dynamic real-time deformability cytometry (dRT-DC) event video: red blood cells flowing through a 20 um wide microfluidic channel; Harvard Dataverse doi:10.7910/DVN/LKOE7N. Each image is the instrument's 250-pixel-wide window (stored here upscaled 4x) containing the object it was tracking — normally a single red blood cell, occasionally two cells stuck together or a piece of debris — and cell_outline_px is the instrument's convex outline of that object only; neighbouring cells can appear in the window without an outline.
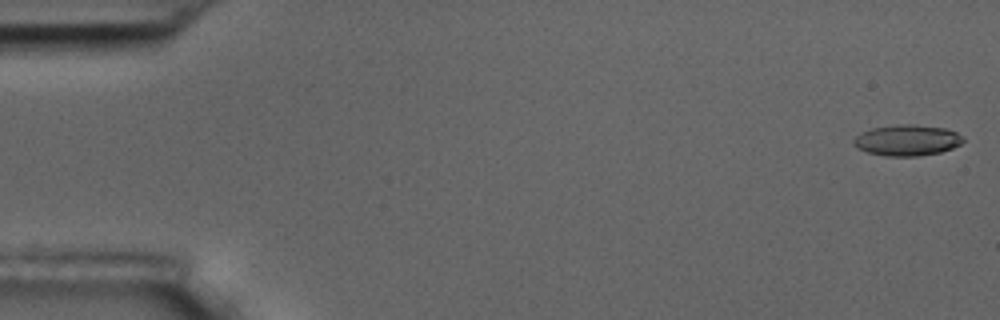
{"species": "common noctule bat (a hibernating species)", "species_latin": "Nyctalus noctula", "temperature_condition": "room temperature", "stored_images_in_passage": 57, "camera_frame_rate_fps": 3000, "um_per_image_px": 0.085, "animal": {"sex": "male", "body_mass_g": 17.5, "forearm_length_mm": 52.3}, "frame": {"image": 1, "passage_image": 1, "time_ms": 0.0, "image_size_px": [1000, 320], "cell_outline_px": [[964, 140], [960, 144], [952, 148], [940, 152], [920, 156], [888, 156], [868, 152], [856, 148], [852, 144], [852, 140], [860, 132], [872, 128], [896, 124], [912, 124], [944, 128], [956, 132]], "centroid_in_image_um": [77.05, 11.92], "position_along_channel_um": 7.9, "area_um2": 19.77}}
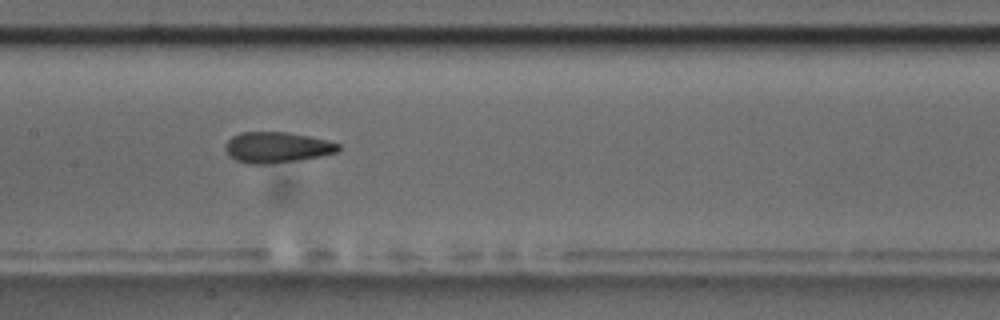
{"frame": {"image": 2, "passage_image": 28, "time_ms": 9.0, "image_size_px": [1000, 320], "cell_outline_px": [[340, 148], [336, 152], [320, 156], [300, 160], [268, 164], [248, 164], [236, 160], [228, 156], [224, 148], [224, 144], [232, 136], [240, 132], [288, 132], [328, 140], [340, 144]], "centroid_in_image_um": [23.5, 12.53], "position_along_channel_um": 183.9, "area_um2": 20.46}}
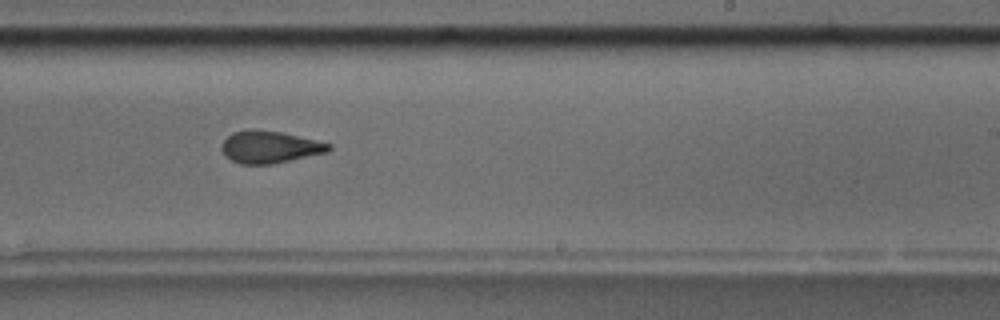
{"frame": {"image": 3, "passage_image": 35, "time_ms": 11.333, "image_size_px": [1000, 320], "cell_outline_px": [[332, 148], [328, 152], [272, 164], [240, 164], [224, 156], [220, 148], [224, 140], [232, 132], [280, 132], [316, 140], [332, 144]], "centroid_in_image_um": [22.95, 12.54], "position_along_channel_um": 266.1, "area_um2": 19.48}, "authors_computed_cell_mechanics": {"area_um2": 20.1144, "velocity_mm_per_s": 3.5313, "shape_relaxation_time_tau1_ms": 8.9234, "shape_relaxation_time_tau2_ms": 1.9676, "deformation_change_tau1": 0.1699, "deformation_change_tau2": 0.0964}}